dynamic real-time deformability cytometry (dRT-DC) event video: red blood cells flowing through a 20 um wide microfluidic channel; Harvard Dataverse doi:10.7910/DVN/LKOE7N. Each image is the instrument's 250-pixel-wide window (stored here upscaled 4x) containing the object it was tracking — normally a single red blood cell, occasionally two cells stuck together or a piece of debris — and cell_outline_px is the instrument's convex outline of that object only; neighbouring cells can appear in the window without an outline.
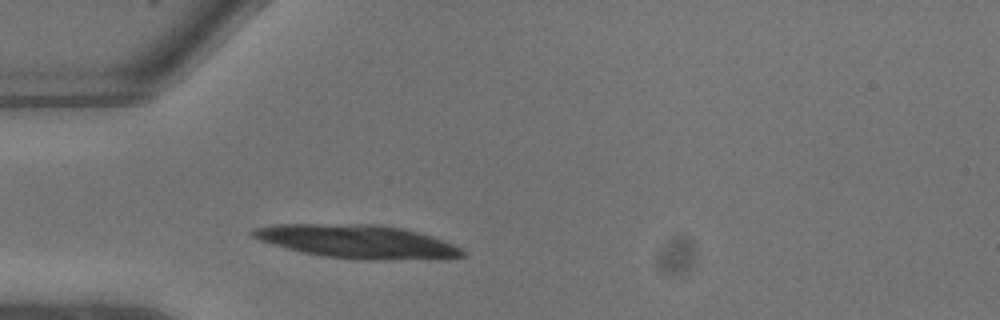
{"species": "common noctule bat (a hibernating species)", "species_latin": "Nyctalus noctula", "temperature_condition": "warm", "stored_images_in_passage": 3, "camera_frame_rate_fps": 3000, "um_per_image_px": 0.085, "animal": {"sex": "male", "body_mass_g": 13.3}, "frame": {"image": 1, "passage_image": 3, "time_ms": 0.667, "image_size_px": [1000, 320], "cell_outline_px": [[464, 256], [364, 260], [324, 256], [300, 252], [260, 240], [252, 236], [248, 232], [252, 228], [276, 224], [380, 224], [404, 228], [420, 232], [432, 236], [452, 244], [460, 248], [464, 252]], "centroid_in_image_um": [30.27, 20.5], "position_along_channel_um": 54.7, "area_um2": 40.29}}